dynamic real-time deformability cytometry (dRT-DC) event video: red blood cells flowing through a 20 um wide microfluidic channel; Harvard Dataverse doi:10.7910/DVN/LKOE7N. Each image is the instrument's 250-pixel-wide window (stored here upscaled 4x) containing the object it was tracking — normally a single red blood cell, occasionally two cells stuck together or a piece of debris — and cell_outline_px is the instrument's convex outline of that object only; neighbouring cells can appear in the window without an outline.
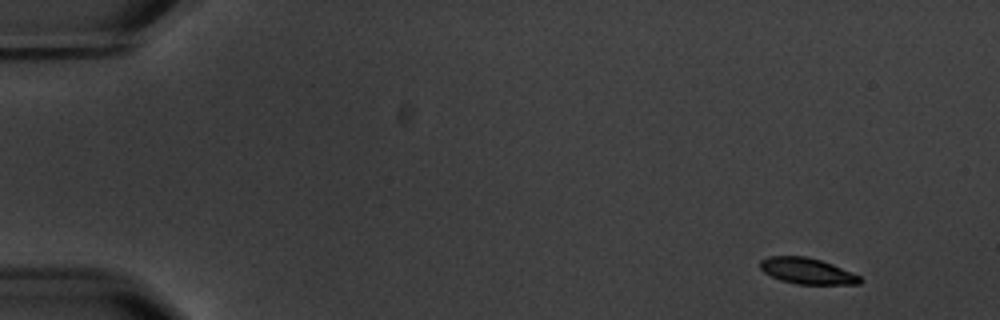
{"species": "common noctule bat (a hibernating species)", "species_latin": "Nyctalus noctula", "temperature_condition": "warm", "stored_images_in_passage": 5, "camera_frame_rate_fps": 3000, "um_per_image_px": 0.085, "animal": {"sex": "male", "body_mass_g": 20.1, "forearm_length_mm": 53.5}, "frame": {"image": 1, "passage_image": 1, "time_ms": 0.0, "image_size_px": [1000, 320], "cell_outline_px": [[864, 280], [860, 284], [796, 284], [780, 280], [764, 272], [760, 268], [760, 260], [768, 256], [804, 256], [820, 260], [832, 264], [852, 272], [860, 276]], "centroid_in_image_um": [68.61, 23.04], "position_along_channel_um": 16.4, "area_um2": 15.14}}
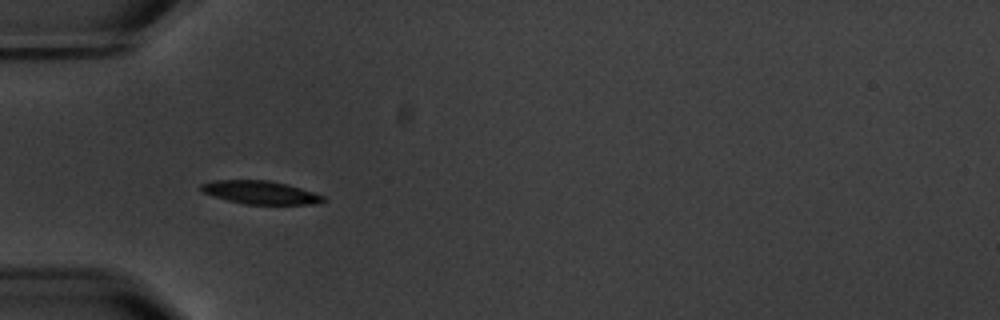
{"frame": {"image": 2, "passage_image": 4, "time_ms": 4.667, "image_size_px": [1000, 320], "cell_outline_px": [[328, 200], [312, 204], [244, 204], [228, 200], [204, 192], [200, 188], [200, 184], [212, 180], [268, 180], [288, 184], [324, 196]], "centroid_in_image_um": [22.14, 16.35], "position_along_channel_um": 62.9, "area_um2": 16.36}}